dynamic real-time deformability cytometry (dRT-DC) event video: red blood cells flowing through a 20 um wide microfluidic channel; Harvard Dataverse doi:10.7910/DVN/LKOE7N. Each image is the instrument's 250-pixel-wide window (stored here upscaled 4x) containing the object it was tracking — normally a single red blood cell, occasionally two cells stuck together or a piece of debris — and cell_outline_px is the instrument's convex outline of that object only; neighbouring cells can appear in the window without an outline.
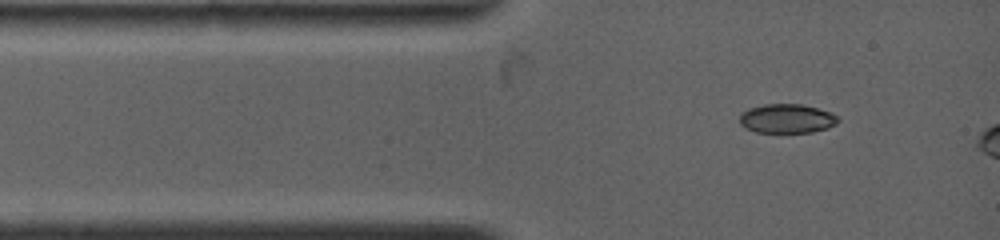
{"species": "common noctule bat (a hibernating species)", "species_latin": "Nyctalus noctula", "temperature_condition": "warm", "stored_images_in_passage": 4, "camera_frame_rate_fps": 4500, "um_per_image_px": 0.085, "animal": {"sex": "female", "body_mass_g": 19.0, "forearm_length_mm": 53.3}, "frame": {"image": 1, "passage_image": 1, "time_ms": 0.0, "image_size_px": [1000, 240], "cell_outline_px": [[840, 120], [836, 124], [828, 128], [812, 132], [756, 132], [744, 128], [740, 124], [740, 112], [748, 108], [764, 104], [800, 104], [816, 108], [828, 112], [836, 116]], "centroid_in_image_um": [66.84, 10.08], "position_along_channel_um": 18.2, "area_um2": 16.7}}